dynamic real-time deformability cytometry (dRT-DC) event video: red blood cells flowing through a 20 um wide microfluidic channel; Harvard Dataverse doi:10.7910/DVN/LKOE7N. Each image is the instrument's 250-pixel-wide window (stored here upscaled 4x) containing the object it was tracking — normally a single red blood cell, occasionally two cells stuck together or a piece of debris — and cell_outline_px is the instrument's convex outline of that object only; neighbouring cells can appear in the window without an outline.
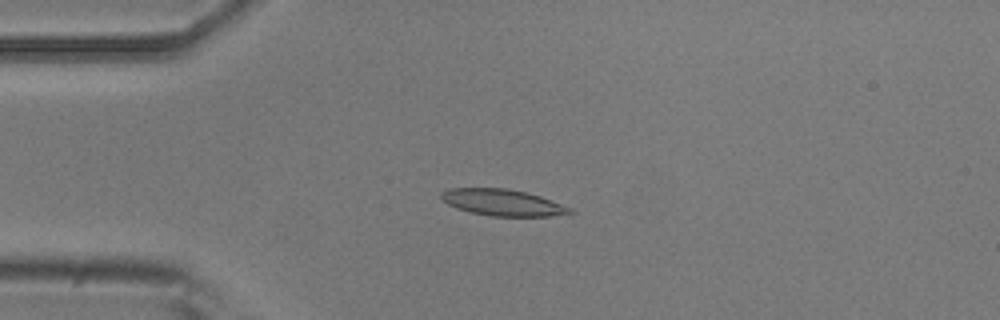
{"species": "common noctule bat (a hibernating species)", "species_latin": "Nyctalus noctula", "temperature_condition": "room temperature", "stored_images_in_passage": 51, "camera_frame_rate_fps": 3000, "um_per_image_px": 0.085, "animal": {"sex": "male", "body_mass_g": 20.5, "forearm_length_mm": 52.5}, "frame": {"image": 1, "passage_image": 12, "time_ms": 3.667, "image_size_px": [1000, 320], "cell_outline_px": [[576, 212], [552, 216], [492, 216], [472, 212], [456, 208], [448, 204], [440, 196], [440, 192], [448, 188], [508, 188], [540, 196], [572, 208]], "centroid_in_image_um": [42.72, 17.21], "position_along_channel_um": 42.3, "area_um2": 19.77}}
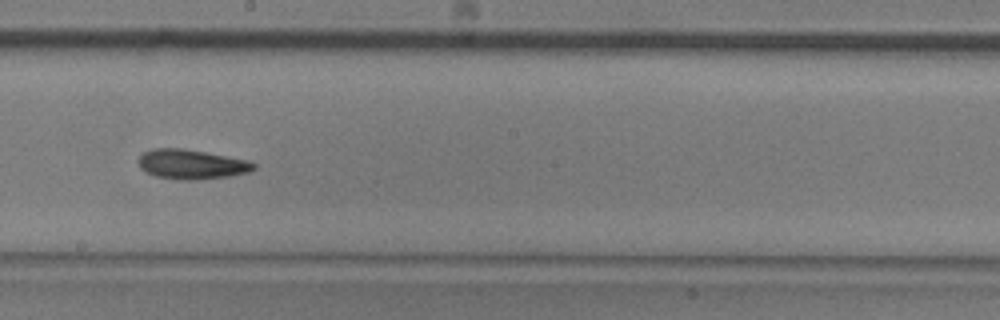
{"frame": {"image": 2, "passage_image": 28, "time_ms": 9.0, "image_size_px": [1000, 320], "cell_outline_px": [[256, 168], [248, 172], [228, 176], [196, 180], [180, 180], [156, 176], [144, 172], [140, 168], [136, 160], [144, 152], [152, 148], [180, 148], [204, 152], [248, 160], [256, 164]], "centroid_in_image_um": [16.23, 13.97], "position_along_channel_um": 232.0, "area_um2": 19.94}}
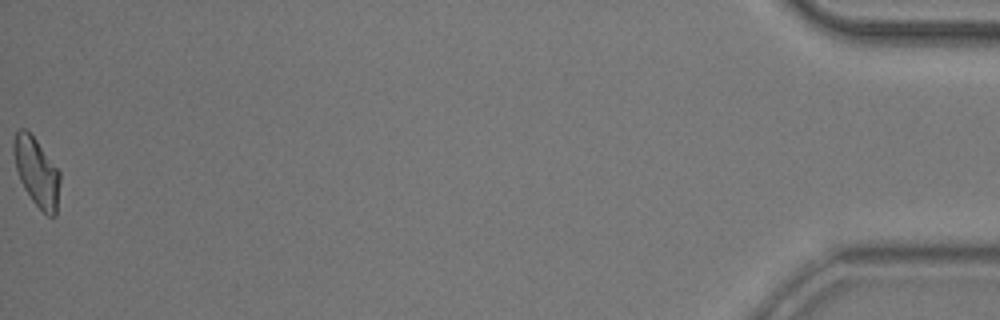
{"frame": {"image": 3, "passage_image": 51, "time_ms": 16.667, "image_size_px": [1000, 320], "cell_outline_px": [[60, 180], [56, 216], [48, 216], [32, 200], [24, 188], [20, 180], [16, 168], [12, 152], [12, 144], [16, 132], [20, 128], [24, 128], [36, 140], [60, 172]], "centroid_in_image_um": [3.1, 14.62], "position_along_channel_um": 432.1, "area_um2": 18.32}, "authors_computed_cell_mechanics": {"area_um2": 19.1318, "velocity_mm_per_s": 3.9424, "shape_relaxation_time_tau1_ms": null, "shape_relaxation_time_tau2_ms": 7.4837, "deformation_change_tau1": null, "deformation_change_tau2": 0.1742}}